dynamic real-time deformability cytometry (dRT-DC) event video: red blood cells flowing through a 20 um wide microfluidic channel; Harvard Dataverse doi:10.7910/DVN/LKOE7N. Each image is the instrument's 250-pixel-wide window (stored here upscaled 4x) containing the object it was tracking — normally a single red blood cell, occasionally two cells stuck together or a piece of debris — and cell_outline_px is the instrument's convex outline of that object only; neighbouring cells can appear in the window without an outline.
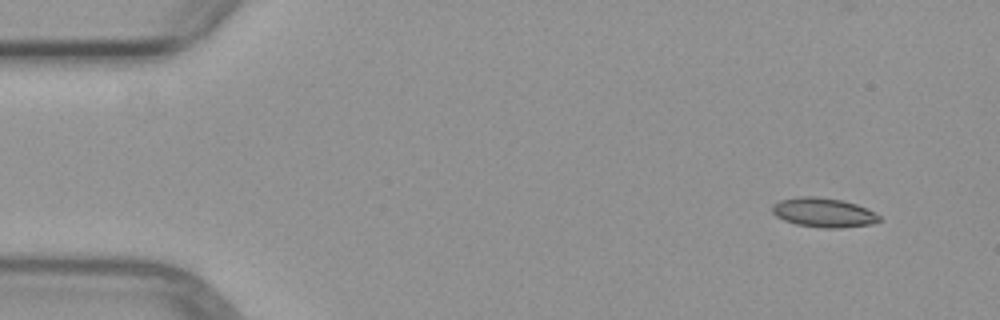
{"species": "common noctule bat (a hibernating species)", "species_latin": "Nyctalus noctula", "temperature_condition": "warm", "stored_images_in_passage": 4, "camera_frame_rate_fps": 3000, "um_per_image_px": 0.085, "animal": {"sex": "female", "body_mass_g": 29.2, "forearm_length_mm": 56.3}, "frame": {"image": 1, "passage_image": 1, "time_ms": 0.0, "image_size_px": [1000, 320], "cell_outline_px": [[880, 220], [872, 224], [840, 228], [824, 228], [796, 224], [784, 220], [776, 216], [772, 212], [772, 204], [780, 200], [800, 196], [816, 196], [840, 200], [856, 204], [880, 216]], "centroid_in_image_um": [69.96, 18.07], "position_along_channel_um": 15.0, "area_um2": 18.15}}
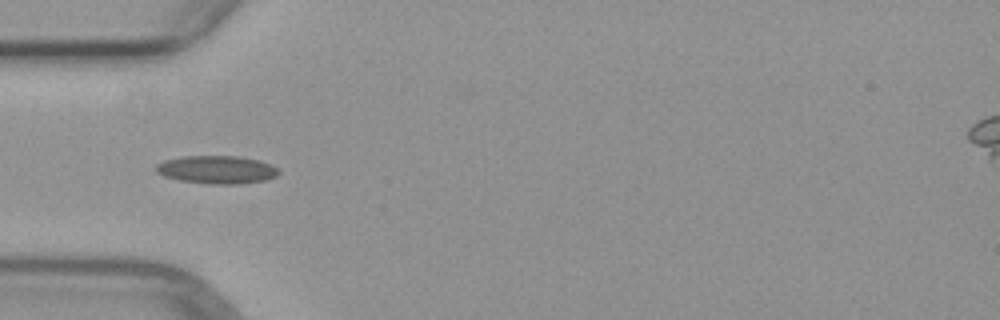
{"frame": {"image": 2, "passage_image": 4, "time_ms": 4.0, "image_size_px": [1000, 320], "cell_outline_px": [[280, 172], [276, 176], [264, 180], [240, 184], [208, 184], [180, 180], [164, 176], [156, 172], [156, 164], [164, 160], [184, 156], [240, 156], [260, 160], [276, 168]], "centroid_in_image_um": [18.41, 14.42], "position_along_channel_um": 66.6, "area_um2": 20.0}}